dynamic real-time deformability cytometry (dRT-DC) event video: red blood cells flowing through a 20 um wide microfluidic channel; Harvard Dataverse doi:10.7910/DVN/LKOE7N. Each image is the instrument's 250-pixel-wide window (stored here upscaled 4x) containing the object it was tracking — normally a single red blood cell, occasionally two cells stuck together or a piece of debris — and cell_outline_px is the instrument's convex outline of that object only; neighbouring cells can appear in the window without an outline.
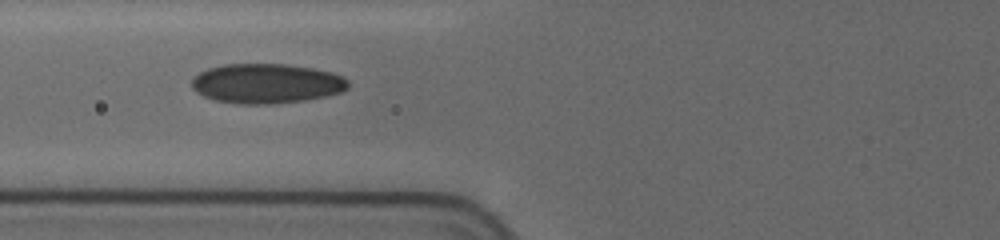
{"species": "human", "species_latin": "Homo sapiens", "temperature_condition": "cold", "stored_images_in_passage": 16, "camera_frame_rate_fps": 3000, "um_per_image_px": 0.085, "donor": {"sex": "female"}, "frame": {"image": 1, "passage_image": 14, "time_ms": 9.0, "image_size_px": [1000, 240], "cell_outline_px": [[348, 88], [340, 92], [324, 96], [304, 100], [276, 104], [240, 104], [216, 100], [204, 96], [196, 92], [192, 88], [192, 80], [200, 72], [208, 68], [224, 64], [288, 64], [312, 68], [332, 72], [344, 76], [348, 80]], "centroid_in_image_um": [22.66, 7.09], "position_along_channel_um": 103.1, "area_um2": 36.24}}
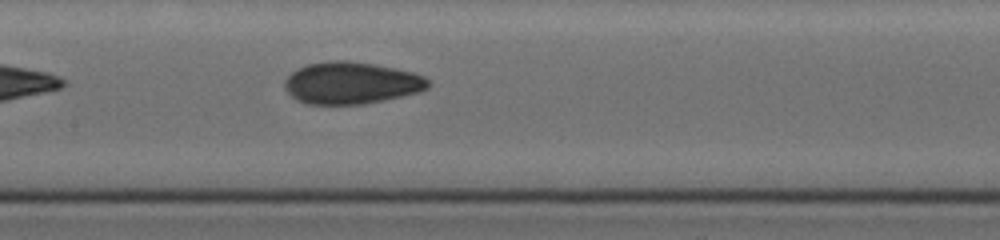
{"frame": {"image": 2, "passage_image": 16, "time_ms": 11.0, "image_size_px": [1000, 240], "cell_outline_px": [[432, 84], [428, 88], [420, 92], [384, 100], [364, 104], [304, 104], [296, 100], [284, 88], [284, 80], [296, 68], [308, 64], [328, 60], [344, 60], [372, 64], [416, 72], [424, 76]], "centroid_in_image_um": [29.86, 7.05], "position_along_channel_um": 177.5, "area_um2": 35.43}}